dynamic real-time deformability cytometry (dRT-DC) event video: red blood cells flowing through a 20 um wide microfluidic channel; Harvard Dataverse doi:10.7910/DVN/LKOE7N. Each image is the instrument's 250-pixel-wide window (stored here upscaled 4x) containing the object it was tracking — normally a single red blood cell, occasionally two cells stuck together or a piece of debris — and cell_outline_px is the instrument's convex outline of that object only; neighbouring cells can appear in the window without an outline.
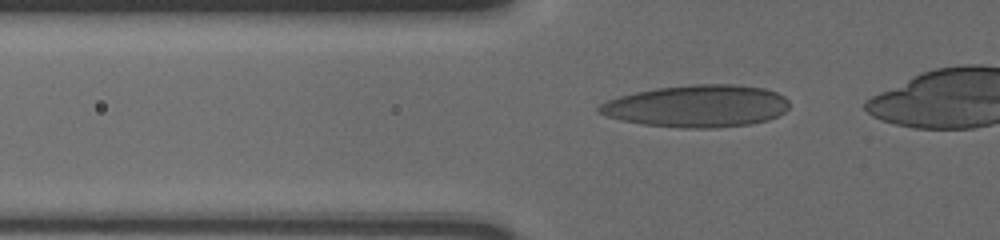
{"species": "human", "species_latin": "Homo sapiens", "temperature_condition": "cold", "stored_images_in_passage": 35, "camera_frame_rate_fps": 3000, "um_per_image_px": 0.085, "donor": {"sex": "male"}, "frame": {"image": 1, "passage_image": 4, "time_ms": 1.0, "image_size_px": [1000, 240], "cell_outline_px": [[788, 108], [784, 112], [768, 120], [752, 124], [716, 128], [684, 128], [644, 124], [624, 120], [608, 116], [596, 112], [596, 108], [600, 104], [608, 100], [620, 96], [636, 92], [656, 88], [692, 84], [736, 84], [764, 88], [776, 92], [784, 96], [788, 100]], "centroid_in_image_um": [59.27, 9.01], "position_along_channel_um": 66.5, "area_um2": 46.76}}
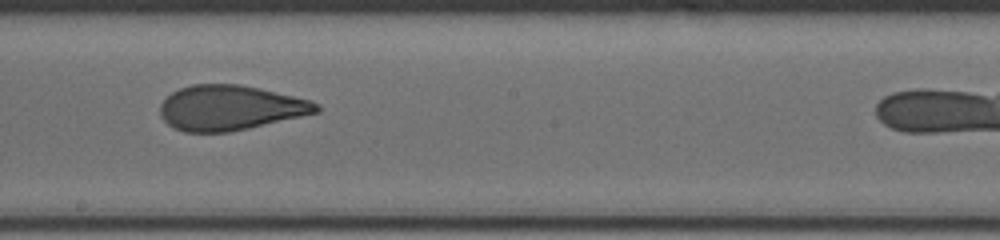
{"frame": {"image": 2, "passage_image": 18, "time_ms": 5.667, "image_size_px": [1000, 240], "cell_outline_px": [[320, 112], [248, 128], [228, 132], [184, 132], [172, 128], [160, 116], [160, 104], [172, 92], [180, 88], [192, 84], [240, 84], [260, 88], [308, 100], [320, 104]], "centroid_in_image_um": [19.54, 9.16], "position_along_channel_um": 228.7, "area_um2": 40.86}}
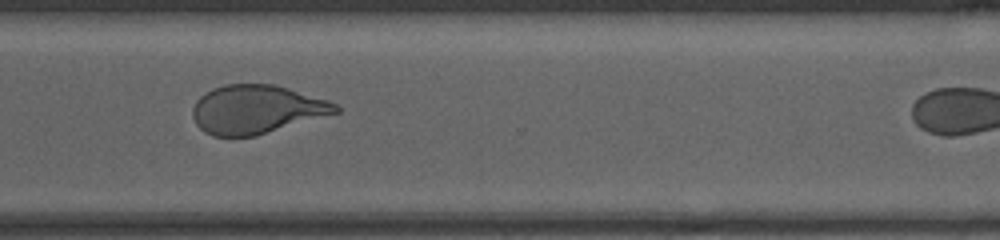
{"frame": {"image": 3, "passage_image": 28, "time_ms": 9.0, "image_size_px": [1000, 240], "cell_outline_px": [[340, 112], [256, 136], [212, 136], [204, 132], [196, 124], [192, 116], [192, 108], [196, 100], [200, 96], [212, 88], [224, 84], [272, 84], [288, 88], [328, 100], [336, 104], [340, 108]], "centroid_in_image_um": [21.78, 9.3], "position_along_channel_um": 348.8, "area_um2": 40.63}}